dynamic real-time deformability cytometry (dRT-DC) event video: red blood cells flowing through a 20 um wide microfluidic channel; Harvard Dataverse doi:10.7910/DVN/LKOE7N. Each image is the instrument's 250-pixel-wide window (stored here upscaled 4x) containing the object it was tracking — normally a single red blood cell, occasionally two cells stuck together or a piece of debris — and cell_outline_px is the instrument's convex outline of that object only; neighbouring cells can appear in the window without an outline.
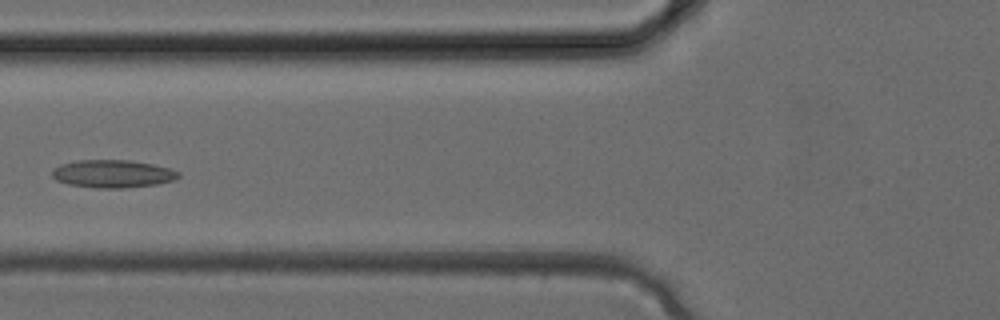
{"species": "common noctule bat (a hibernating species)", "species_latin": "Nyctalus noctula", "temperature_condition": "cold", "stored_images_in_passage": 4, "camera_frame_rate_fps": 3000, "um_per_image_px": 0.085, "animal": {"sex": "female", "body_mass_g": 24.6, "forearm_length_mm": 56.2}, "frame": {"image": 1, "passage_image": 4, "time_ms": 1.0, "image_size_px": [1000, 320], "cell_outline_px": [[180, 176], [172, 180], [156, 184], [124, 188], [96, 188], [68, 184], [56, 180], [52, 176], [52, 172], [60, 164], [76, 160], [128, 160], [152, 164], [168, 168], [180, 172]], "centroid_in_image_um": [9.56, 14.77], "position_along_channel_um": 116.2, "area_um2": 20.35}}